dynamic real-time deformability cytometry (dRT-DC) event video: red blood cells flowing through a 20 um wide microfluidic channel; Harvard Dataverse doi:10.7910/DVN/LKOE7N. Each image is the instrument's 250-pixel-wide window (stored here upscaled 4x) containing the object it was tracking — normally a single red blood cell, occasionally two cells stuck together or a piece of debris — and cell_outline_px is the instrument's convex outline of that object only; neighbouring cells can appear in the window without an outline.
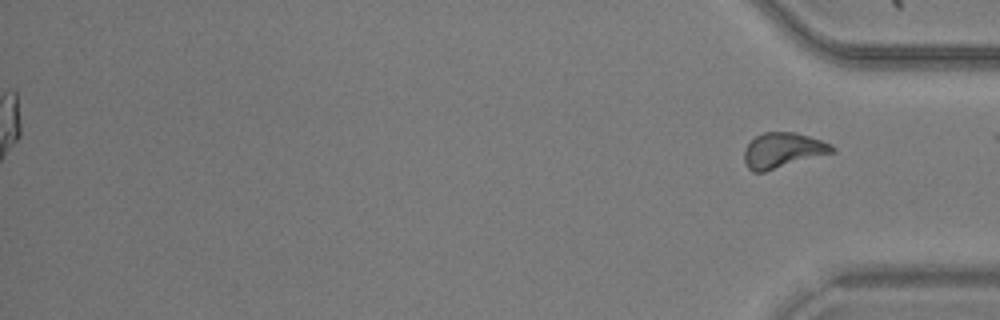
{"species": "common noctule bat (a hibernating species)", "species_latin": "Nyctalus noctula", "temperature_condition": "warm", "stored_images_in_passage": 46, "segment_of_instrument_passage": [2, 2], "camera_frame_rate_fps": 3000, "um_per_image_px": 0.085, "animal": {"sex": "male", "body_mass_g": 20.5, "forearm_length_mm": 52.5}, "frame": {"image": 1, "passage_image": 46, "time_ms": 15.0, "image_size_px": [1000, 320], "cell_outline_px": [[836, 152], [764, 172], [752, 172], [748, 168], [744, 160], [744, 148], [756, 136], [764, 132], [796, 132], [832, 144], [836, 148]], "centroid_in_image_um": [66.55, 12.78], "position_along_channel_um": 368.6, "area_um2": 18.15}}